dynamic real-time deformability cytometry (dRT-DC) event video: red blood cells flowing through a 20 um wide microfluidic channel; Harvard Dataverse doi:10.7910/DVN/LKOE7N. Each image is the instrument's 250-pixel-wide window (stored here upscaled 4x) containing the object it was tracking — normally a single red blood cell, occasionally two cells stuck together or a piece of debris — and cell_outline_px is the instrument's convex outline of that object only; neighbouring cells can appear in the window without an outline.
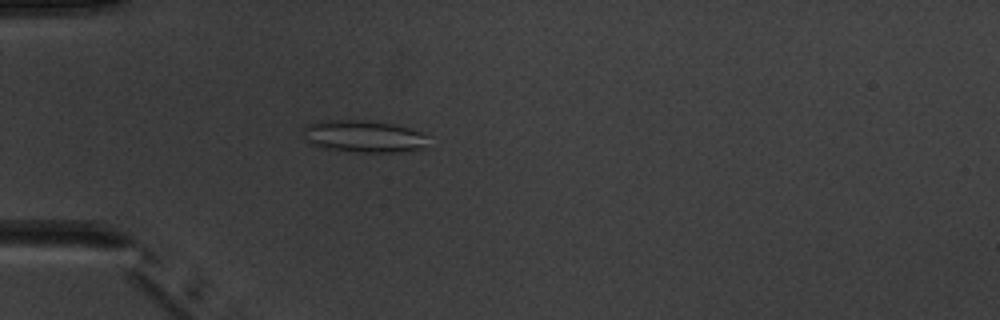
{"species": "common noctule bat (a hibernating species)", "species_latin": "Nyctalus noctula", "temperature_condition": "warm", "stored_images_in_passage": 3, "camera_frame_rate_fps": 3000, "um_per_image_px": 0.085, "animal": {"sex": "male", "body_mass_g": 20.1, "forearm_length_mm": 53.5}, "frame": {"image": 1, "passage_image": 3, "time_ms": 2.333, "image_size_px": [1000, 320], "cell_outline_px": [[424, 148], [400, 152], [356, 152], [324, 148], [312, 144], [304, 140], [304, 124], [328, 120], [356, 120], [396, 124], [420, 132], [424, 136]], "centroid_in_image_um": [30.84, 11.59], "position_along_channel_um": 54.2, "area_um2": 23.12}}